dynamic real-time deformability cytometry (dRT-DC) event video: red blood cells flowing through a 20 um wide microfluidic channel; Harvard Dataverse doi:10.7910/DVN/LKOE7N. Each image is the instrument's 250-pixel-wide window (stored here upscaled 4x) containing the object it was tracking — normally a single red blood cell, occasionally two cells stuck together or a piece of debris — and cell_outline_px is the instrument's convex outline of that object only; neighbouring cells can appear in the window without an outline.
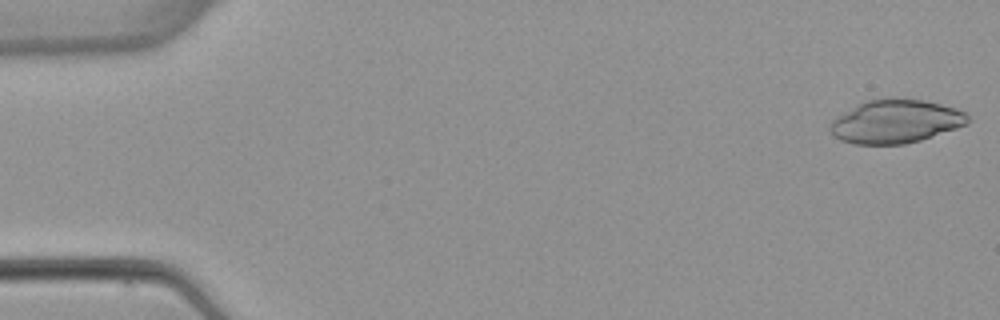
{"species": "common noctule bat (a hibernating species)", "species_latin": "Nyctalus noctula", "temperature_condition": "warm", "stored_images_in_passage": 5, "camera_frame_rate_fps": 3000, "um_per_image_px": 0.085, "animal": {"sex": "female", "body_mass_g": 22.7, "forearm_length_mm": 54.2}, "frame": {"image": 1, "passage_image": 1, "time_ms": 0.0, "image_size_px": [1000, 320], "cell_outline_px": [[968, 124], [920, 140], [904, 144], [856, 144], [840, 140], [832, 136], [828, 132], [828, 128], [832, 120], [864, 100], [888, 96], [896, 96], [924, 100], [956, 108], [964, 112], [968, 116]], "centroid_in_image_um": [76.09, 10.3], "position_along_channel_um": 8.9, "area_um2": 35.32}}